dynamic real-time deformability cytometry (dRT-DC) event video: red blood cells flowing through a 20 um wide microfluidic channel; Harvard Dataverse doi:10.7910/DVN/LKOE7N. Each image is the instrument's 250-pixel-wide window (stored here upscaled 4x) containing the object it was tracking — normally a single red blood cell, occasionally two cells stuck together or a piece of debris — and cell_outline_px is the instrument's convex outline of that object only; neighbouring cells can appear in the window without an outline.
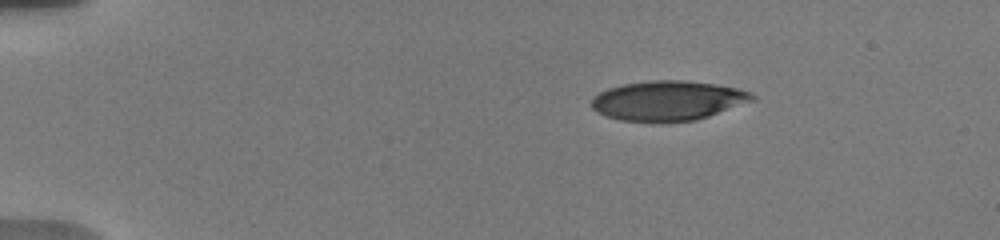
{"species": "human", "species_latin": "Homo sapiens", "temperature_condition": "warm", "stored_images_in_passage": 3, "camera_frame_rate_fps": 3000, "um_per_image_px": 0.085, "donor": {"sex": "male"}, "frame": {"image": 1, "passage_image": 1, "time_ms": 0.0, "image_size_px": [1000, 240], "cell_outline_px": [[756, 100], [696, 120], [620, 120], [596, 112], [592, 108], [592, 96], [608, 88], [624, 84], [652, 80], [684, 80], [716, 84], [736, 88], [752, 92], [756, 96]], "centroid_in_image_um": [56.8, 8.52], "position_along_channel_um": 28.2, "area_um2": 36.7}}